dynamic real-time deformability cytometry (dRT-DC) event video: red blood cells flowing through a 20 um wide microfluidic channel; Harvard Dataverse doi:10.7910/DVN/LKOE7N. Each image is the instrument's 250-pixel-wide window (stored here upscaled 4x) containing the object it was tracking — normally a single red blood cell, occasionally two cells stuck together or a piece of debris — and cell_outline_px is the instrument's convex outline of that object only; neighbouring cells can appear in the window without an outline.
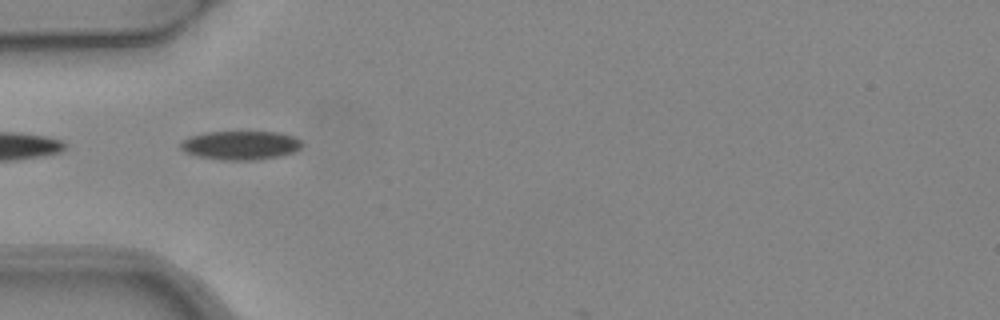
{"species": "common noctule bat (a hibernating species)", "species_latin": "Nyctalus noctula", "temperature_condition": "warm", "stored_images_in_passage": 5, "segment_of_instrument_passage": [2, 2], "camera_frame_rate_fps": 3000, "um_per_image_px": 0.085, "animal": {"sex": "female", "body_mass_g": 24.6, "forearm_length_mm": 56.2}, "frame": {"image": 1, "passage_image": 4, "time_ms": 1.0, "image_size_px": [1000, 320], "cell_outline_px": [[304, 144], [296, 152], [280, 156], [256, 160], [220, 160], [196, 156], [184, 152], [180, 148], [180, 144], [184, 140], [192, 136], [204, 132], [280, 132], [292, 136], [300, 140]], "centroid_in_image_um": [20.46, 12.36], "position_along_channel_um": 64.5, "area_um2": 20.58}}